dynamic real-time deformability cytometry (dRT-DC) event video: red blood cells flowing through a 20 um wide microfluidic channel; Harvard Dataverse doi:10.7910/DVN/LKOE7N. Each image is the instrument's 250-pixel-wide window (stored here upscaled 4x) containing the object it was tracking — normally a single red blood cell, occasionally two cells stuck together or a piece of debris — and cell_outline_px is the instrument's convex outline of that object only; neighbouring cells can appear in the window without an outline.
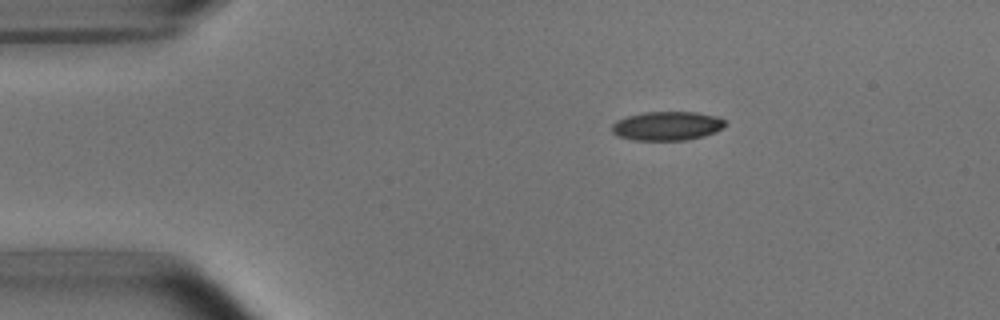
{"species": "common noctule bat (a hibernating species)", "species_latin": "Nyctalus noctula", "temperature_condition": "room temperature", "stored_images_in_passage": 44, "camera_frame_rate_fps": 3000, "um_per_image_px": 0.085, "animal": {"sex": "male", "body_mass_g": 15.6}, "frame": {"image": 1, "passage_image": 1, "time_ms": 0.0, "image_size_px": [1000, 320], "cell_outline_px": [[724, 124], [716, 132], [704, 136], [684, 140], [632, 140], [616, 136], [612, 132], [612, 124], [616, 120], [628, 116], [644, 112], [696, 112], [716, 116], [724, 120]], "centroid_in_image_um": [56.65, 10.71], "position_along_channel_um": 28.3, "area_um2": 19.07}}
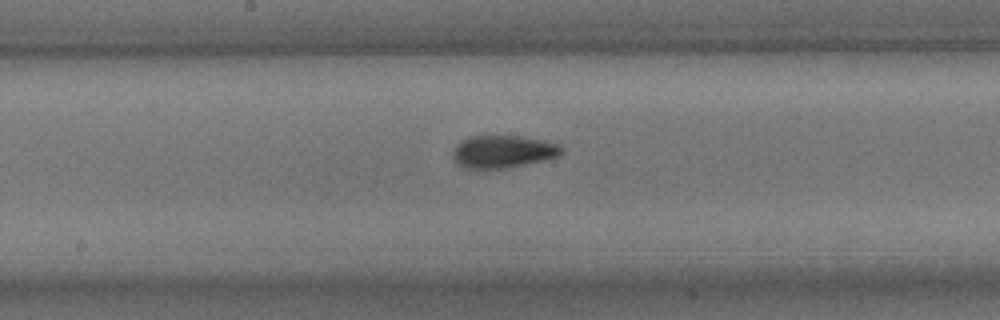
{"frame": {"image": 2, "passage_image": 19, "time_ms": 6.0, "image_size_px": [1000, 320], "cell_outline_px": [[564, 152], [560, 156], [504, 168], [464, 168], [452, 156], [452, 152], [456, 144], [460, 140], [468, 136], [524, 136], [544, 140], [560, 144], [564, 148]], "centroid_in_image_um": [42.78, 12.86], "position_along_channel_um": 205.4, "area_um2": 20.63}}
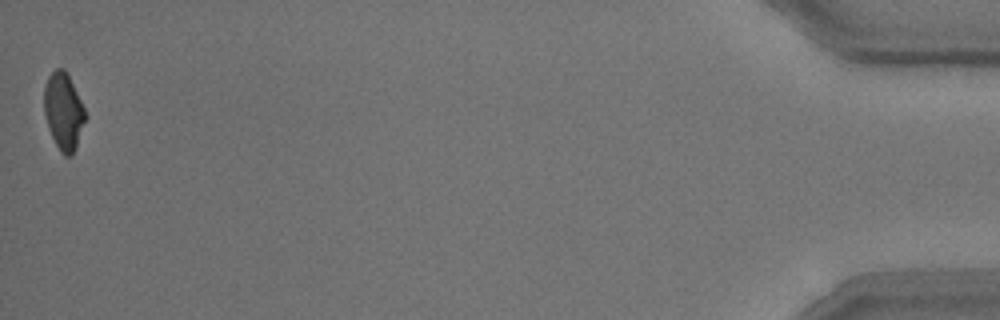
{"frame": {"image": 3, "passage_image": 44, "time_ms": 14.333, "image_size_px": [1000, 320], "cell_outline_px": [[88, 116], [76, 148], [72, 156], [64, 156], [60, 152], [48, 128], [44, 112], [44, 84], [48, 76], [56, 68], [64, 68]], "centroid_in_image_um": [5.4, 9.49], "position_along_channel_um": 429.8, "area_um2": 18.55}, "authors_computed_cell_mechanics": {"area_um2": 19.7098, "velocity_mm_per_s": 3.8202, "shape_relaxation_time_tau1_ms": 5.4794, "shape_relaxation_time_tau2_ms": 1.8658, "deformation_change_tau1": 0.1566, "deformation_change_tau2": 0.0817}}